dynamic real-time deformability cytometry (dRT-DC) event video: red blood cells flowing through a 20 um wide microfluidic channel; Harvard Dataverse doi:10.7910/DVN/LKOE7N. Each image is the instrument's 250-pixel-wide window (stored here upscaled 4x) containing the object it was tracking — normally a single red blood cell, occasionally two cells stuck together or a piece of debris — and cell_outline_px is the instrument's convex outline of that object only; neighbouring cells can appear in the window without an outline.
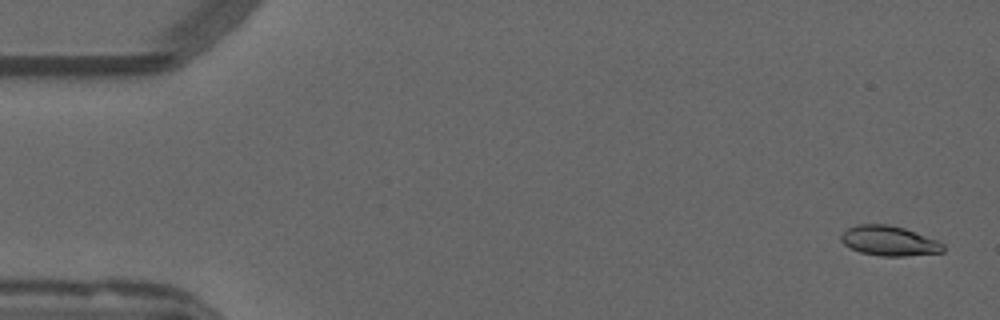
{"species": "common noctule bat (a hibernating species)", "species_latin": "Nyctalus noctula", "temperature_condition": "warm", "stored_images_in_passage": 54, "camera_frame_rate_fps": 3000, "um_per_image_px": 0.085, "animal": {"sex": "male", "forearm_length_mm": 52.5}, "frame": {"image": 1, "passage_image": 2, "time_ms": 0.333, "image_size_px": [1000, 320], "cell_outline_px": [[944, 252], [904, 256], [880, 256], [860, 252], [844, 244], [840, 240], [840, 236], [848, 228], [856, 224], [888, 224], [904, 228], [936, 240], [944, 244]], "centroid_in_image_um": [75.57, 20.47], "position_along_channel_um": 9.4, "area_um2": 17.69}}
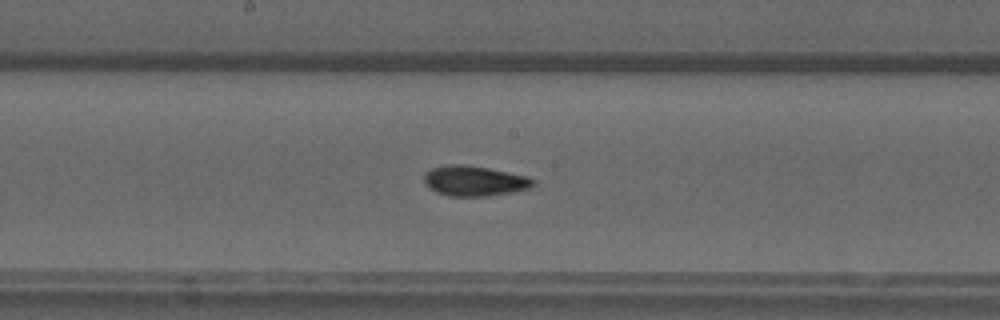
{"frame": {"image": 2, "passage_image": 28, "time_ms": 9.0, "image_size_px": [1000, 320], "cell_outline_px": [[536, 184], [532, 188], [512, 192], [488, 196], [448, 196], [436, 192], [428, 188], [424, 184], [424, 172], [432, 168], [448, 164], [464, 164], [488, 168], [528, 176], [536, 180]], "centroid_in_image_um": [40.33, 15.38], "position_along_channel_um": 207.9, "area_um2": 19.54}}
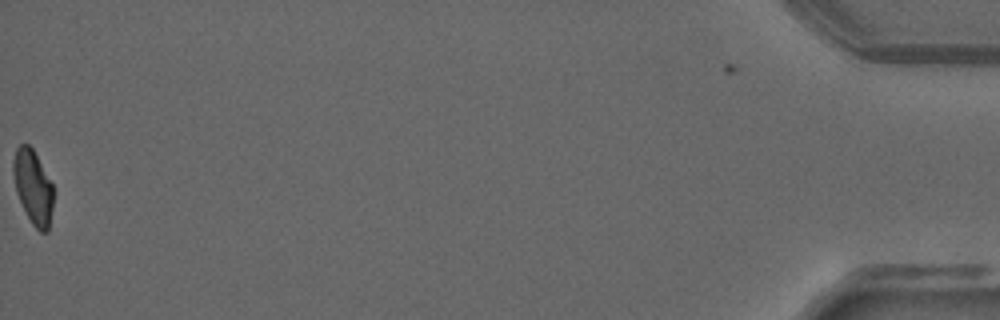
{"frame": {"image": 3, "passage_image": 54, "time_ms": 17.667, "image_size_px": [1000, 320], "cell_outline_px": [[52, 208], [48, 232], [40, 232], [32, 224], [16, 192], [12, 172], [12, 160], [16, 148], [20, 144], [28, 144], [32, 148], [52, 184]], "centroid_in_image_um": [2.78, 15.88], "position_along_channel_um": 432.4, "area_um2": 17.05}, "authors_computed_cell_mechanics": {"area_um2": 18.2359, "velocity_mm_per_s": 3.8234, "shape_relaxation_time_tau1_ms": 8.0266, "shape_relaxation_time_tau2_ms": 1.8715, "deformation_change_tau1": 0.2411, "deformation_change_tau2": 0.0782}}